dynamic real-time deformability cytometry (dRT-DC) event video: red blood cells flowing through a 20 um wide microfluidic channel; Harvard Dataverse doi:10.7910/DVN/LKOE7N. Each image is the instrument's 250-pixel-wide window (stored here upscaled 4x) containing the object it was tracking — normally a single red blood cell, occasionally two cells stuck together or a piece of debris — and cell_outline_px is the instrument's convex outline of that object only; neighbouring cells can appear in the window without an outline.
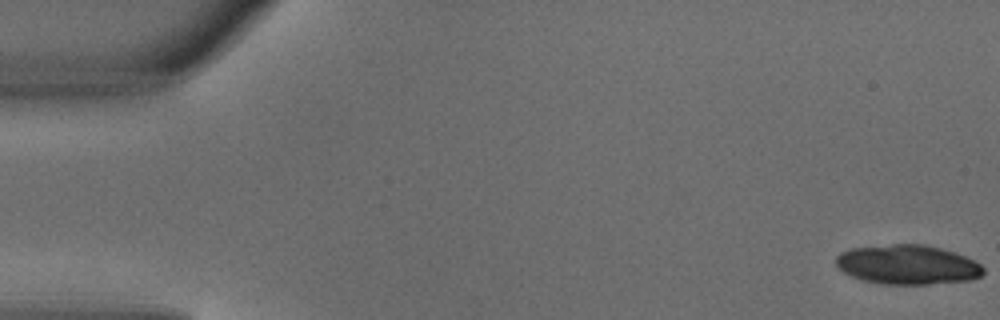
{"species": "common noctule bat (a hibernating species)", "species_latin": "Nyctalus noctula", "temperature_condition": "warm", "stored_images_in_passage": 6, "segment_of_instrument_passage": [1, 2], "camera_frame_rate_fps": 3000, "um_per_image_px": 0.085, "animal": {"sex": "male", "body_mass_g": 18.8}, "frame": {"image": 1, "passage_image": 1, "time_ms": 0.0, "image_size_px": [1000, 320], "cell_outline_px": [[984, 272], [980, 276], [972, 280], [928, 284], [884, 284], [864, 280], [852, 276], [844, 272], [836, 264], [836, 256], [840, 252], [852, 248], [892, 244], [924, 244], [940, 248], [976, 260], [984, 268]], "centroid_in_image_um": [77.16, 22.49], "position_along_channel_um": 7.8, "area_um2": 33.81}}